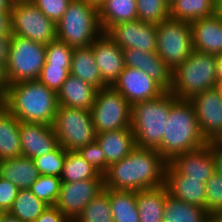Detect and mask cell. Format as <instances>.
I'll list each match as a JSON object with an SVG mask.
<instances>
[{"instance_id": "6da1fadb", "label": "cell", "mask_w": 222, "mask_h": 222, "mask_svg": "<svg viewBox=\"0 0 222 222\" xmlns=\"http://www.w3.org/2000/svg\"><path fill=\"white\" fill-rule=\"evenodd\" d=\"M167 164L157 150L136 146L129 155L108 167L104 187L138 192L162 186Z\"/></svg>"}, {"instance_id": "7a4b0ae2", "label": "cell", "mask_w": 222, "mask_h": 222, "mask_svg": "<svg viewBox=\"0 0 222 222\" xmlns=\"http://www.w3.org/2000/svg\"><path fill=\"white\" fill-rule=\"evenodd\" d=\"M5 107L19 120L28 123L53 125L57 113V92L39 80L9 85Z\"/></svg>"}, {"instance_id": "3957f363", "label": "cell", "mask_w": 222, "mask_h": 222, "mask_svg": "<svg viewBox=\"0 0 222 222\" xmlns=\"http://www.w3.org/2000/svg\"><path fill=\"white\" fill-rule=\"evenodd\" d=\"M206 144L192 102L175 98L171 102L165 133L157 149L159 154L170 162L176 155L199 149Z\"/></svg>"}, {"instance_id": "277c9868", "label": "cell", "mask_w": 222, "mask_h": 222, "mask_svg": "<svg viewBox=\"0 0 222 222\" xmlns=\"http://www.w3.org/2000/svg\"><path fill=\"white\" fill-rule=\"evenodd\" d=\"M218 86L216 55L193 50L171 73L169 92L177 99L190 100L199 92Z\"/></svg>"}, {"instance_id": "5b68a950", "label": "cell", "mask_w": 222, "mask_h": 222, "mask_svg": "<svg viewBox=\"0 0 222 222\" xmlns=\"http://www.w3.org/2000/svg\"><path fill=\"white\" fill-rule=\"evenodd\" d=\"M176 97L166 91L160 97L132 105L131 128L137 147L157 150L162 142L171 102Z\"/></svg>"}, {"instance_id": "8992f818", "label": "cell", "mask_w": 222, "mask_h": 222, "mask_svg": "<svg viewBox=\"0 0 222 222\" xmlns=\"http://www.w3.org/2000/svg\"><path fill=\"white\" fill-rule=\"evenodd\" d=\"M102 33L98 8L85 0H72L56 24L57 40L73 48L91 46Z\"/></svg>"}, {"instance_id": "52a82bcc", "label": "cell", "mask_w": 222, "mask_h": 222, "mask_svg": "<svg viewBox=\"0 0 222 222\" xmlns=\"http://www.w3.org/2000/svg\"><path fill=\"white\" fill-rule=\"evenodd\" d=\"M46 59V45L11 35L6 76L9 85L38 80Z\"/></svg>"}, {"instance_id": "ba28073f", "label": "cell", "mask_w": 222, "mask_h": 222, "mask_svg": "<svg viewBox=\"0 0 222 222\" xmlns=\"http://www.w3.org/2000/svg\"><path fill=\"white\" fill-rule=\"evenodd\" d=\"M155 52L173 70L193 52L192 27L189 22L167 18L156 25Z\"/></svg>"}, {"instance_id": "9c48e42d", "label": "cell", "mask_w": 222, "mask_h": 222, "mask_svg": "<svg viewBox=\"0 0 222 222\" xmlns=\"http://www.w3.org/2000/svg\"><path fill=\"white\" fill-rule=\"evenodd\" d=\"M53 128L58 143L66 151H78L96 140V130L90 111L59 106Z\"/></svg>"}, {"instance_id": "30bf717a", "label": "cell", "mask_w": 222, "mask_h": 222, "mask_svg": "<svg viewBox=\"0 0 222 222\" xmlns=\"http://www.w3.org/2000/svg\"><path fill=\"white\" fill-rule=\"evenodd\" d=\"M90 113L97 134L132 129V105L112 86L97 90Z\"/></svg>"}, {"instance_id": "8fae6325", "label": "cell", "mask_w": 222, "mask_h": 222, "mask_svg": "<svg viewBox=\"0 0 222 222\" xmlns=\"http://www.w3.org/2000/svg\"><path fill=\"white\" fill-rule=\"evenodd\" d=\"M10 19L11 35L44 45L57 39L56 24L47 18L31 0L13 2Z\"/></svg>"}, {"instance_id": "7c38bea8", "label": "cell", "mask_w": 222, "mask_h": 222, "mask_svg": "<svg viewBox=\"0 0 222 222\" xmlns=\"http://www.w3.org/2000/svg\"><path fill=\"white\" fill-rule=\"evenodd\" d=\"M205 141L222 139V97L219 86L199 92L190 99Z\"/></svg>"}, {"instance_id": "4fadbf2b", "label": "cell", "mask_w": 222, "mask_h": 222, "mask_svg": "<svg viewBox=\"0 0 222 222\" xmlns=\"http://www.w3.org/2000/svg\"><path fill=\"white\" fill-rule=\"evenodd\" d=\"M104 188V175H101L98 179L62 182L54 206L73 222L85 206Z\"/></svg>"}, {"instance_id": "5bb4252c", "label": "cell", "mask_w": 222, "mask_h": 222, "mask_svg": "<svg viewBox=\"0 0 222 222\" xmlns=\"http://www.w3.org/2000/svg\"><path fill=\"white\" fill-rule=\"evenodd\" d=\"M112 87L131 105L156 99L166 92L157 81L142 70L126 66Z\"/></svg>"}, {"instance_id": "9a60e30c", "label": "cell", "mask_w": 222, "mask_h": 222, "mask_svg": "<svg viewBox=\"0 0 222 222\" xmlns=\"http://www.w3.org/2000/svg\"><path fill=\"white\" fill-rule=\"evenodd\" d=\"M108 36L123 49H139L142 52H155L156 25L134 20L113 25L107 32Z\"/></svg>"}, {"instance_id": "2e32d148", "label": "cell", "mask_w": 222, "mask_h": 222, "mask_svg": "<svg viewBox=\"0 0 222 222\" xmlns=\"http://www.w3.org/2000/svg\"><path fill=\"white\" fill-rule=\"evenodd\" d=\"M90 47L104 83L113 86L125 68L123 50L105 32Z\"/></svg>"}, {"instance_id": "e0dca14e", "label": "cell", "mask_w": 222, "mask_h": 222, "mask_svg": "<svg viewBox=\"0 0 222 222\" xmlns=\"http://www.w3.org/2000/svg\"><path fill=\"white\" fill-rule=\"evenodd\" d=\"M22 156L34 159L52 152L58 145L53 125L20 121Z\"/></svg>"}, {"instance_id": "ac0fdd59", "label": "cell", "mask_w": 222, "mask_h": 222, "mask_svg": "<svg viewBox=\"0 0 222 222\" xmlns=\"http://www.w3.org/2000/svg\"><path fill=\"white\" fill-rule=\"evenodd\" d=\"M169 163L188 179H200L204 183L216 171L212 149L208 143L199 149L176 155Z\"/></svg>"}, {"instance_id": "d6986e66", "label": "cell", "mask_w": 222, "mask_h": 222, "mask_svg": "<svg viewBox=\"0 0 222 222\" xmlns=\"http://www.w3.org/2000/svg\"><path fill=\"white\" fill-rule=\"evenodd\" d=\"M165 185L169 194L188 204L205 208V183L200 179H188L169 162L166 166Z\"/></svg>"}, {"instance_id": "ffe728a7", "label": "cell", "mask_w": 222, "mask_h": 222, "mask_svg": "<svg viewBox=\"0 0 222 222\" xmlns=\"http://www.w3.org/2000/svg\"><path fill=\"white\" fill-rule=\"evenodd\" d=\"M123 56L126 67L142 70L157 81L166 91L170 90L172 70L156 52L123 49Z\"/></svg>"}, {"instance_id": "44dd1931", "label": "cell", "mask_w": 222, "mask_h": 222, "mask_svg": "<svg viewBox=\"0 0 222 222\" xmlns=\"http://www.w3.org/2000/svg\"><path fill=\"white\" fill-rule=\"evenodd\" d=\"M190 24L193 50L213 55L222 53V20L216 14Z\"/></svg>"}, {"instance_id": "7402d4cb", "label": "cell", "mask_w": 222, "mask_h": 222, "mask_svg": "<svg viewBox=\"0 0 222 222\" xmlns=\"http://www.w3.org/2000/svg\"><path fill=\"white\" fill-rule=\"evenodd\" d=\"M96 141L105 154L108 166L129 155L136 147L132 129H119L97 134Z\"/></svg>"}, {"instance_id": "603a6c76", "label": "cell", "mask_w": 222, "mask_h": 222, "mask_svg": "<svg viewBox=\"0 0 222 222\" xmlns=\"http://www.w3.org/2000/svg\"><path fill=\"white\" fill-rule=\"evenodd\" d=\"M97 90L93 85L70 74L57 92L58 104L59 106L90 111L94 104Z\"/></svg>"}, {"instance_id": "cb8c5ba5", "label": "cell", "mask_w": 222, "mask_h": 222, "mask_svg": "<svg viewBox=\"0 0 222 222\" xmlns=\"http://www.w3.org/2000/svg\"><path fill=\"white\" fill-rule=\"evenodd\" d=\"M0 176L19 189H29L40 174L33 159L19 156L0 160Z\"/></svg>"}, {"instance_id": "d4e9b609", "label": "cell", "mask_w": 222, "mask_h": 222, "mask_svg": "<svg viewBox=\"0 0 222 222\" xmlns=\"http://www.w3.org/2000/svg\"><path fill=\"white\" fill-rule=\"evenodd\" d=\"M168 194L165 184L136 192L139 222H163L165 200Z\"/></svg>"}, {"instance_id": "484cf974", "label": "cell", "mask_w": 222, "mask_h": 222, "mask_svg": "<svg viewBox=\"0 0 222 222\" xmlns=\"http://www.w3.org/2000/svg\"><path fill=\"white\" fill-rule=\"evenodd\" d=\"M70 74L93 85L98 90L108 87L100 75L90 46L73 49Z\"/></svg>"}, {"instance_id": "4316f807", "label": "cell", "mask_w": 222, "mask_h": 222, "mask_svg": "<svg viewBox=\"0 0 222 222\" xmlns=\"http://www.w3.org/2000/svg\"><path fill=\"white\" fill-rule=\"evenodd\" d=\"M19 125L6 107L0 111V160L22 156Z\"/></svg>"}, {"instance_id": "83f0119b", "label": "cell", "mask_w": 222, "mask_h": 222, "mask_svg": "<svg viewBox=\"0 0 222 222\" xmlns=\"http://www.w3.org/2000/svg\"><path fill=\"white\" fill-rule=\"evenodd\" d=\"M98 13L105 33L113 25L138 19L136 0H104L98 7Z\"/></svg>"}, {"instance_id": "f1b7e54d", "label": "cell", "mask_w": 222, "mask_h": 222, "mask_svg": "<svg viewBox=\"0 0 222 222\" xmlns=\"http://www.w3.org/2000/svg\"><path fill=\"white\" fill-rule=\"evenodd\" d=\"M210 213L203 207L166 196L163 222H207Z\"/></svg>"}, {"instance_id": "f546056e", "label": "cell", "mask_w": 222, "mask_h": 222, "mask_svg": "<svg viewBox=\"0 0 222 222\" xmlns=\"http://www.w3.org/2000/svg\"><path fill=\"white\" fill-rule=\"evenodd\" d=\"M215 13L216 0H173L170 3V17L189 23Z\"/></svg>"}, {"instance_id": "4dcf8cb0", "label": "cell", "mask_w": 222, "mask_h": 222, "mask_svg": "<svg viewBox=\"0 0 222 222\" xmlns=\"http://www.w3.org/2000/svg\"><path fill=\"white\" fill-rule=\"evenodd\" d=\"M104 189L109 193L114 222H139L135 191Z\"/></svg>"}, {"instance_id": "1f68e13d", "label": "cell", "mask_w": 222, "mask_h": 222, "mask_svg": "<svg viewBox=\"0 0 222 222\" xmlns=\"http://www.w3.org/2000/svg\"><path fill=\"white\" fill-rule=\"evenodd\" d=\"M48 206L29 189H20L8 212L22 222H34Z\"/></svg>"}, {"instance_id": "d6a6232c", "label": "cell", "mask_w": 222, "mask_h": 222, "mask_svg": "<svg viewBox=\"0 0 222 222\" xmlns=\"http://www.w3.org/2000/svg\"><path fill=\"white\" fill-rule=\"evenodd\" d=\"M101 176L78 151H66L62 182H76L86 179H98Z\"/></svg>"}, {"instance_id": "836d02e7", "label": "cell", "mask_w": 222, "mask_h": 222, "mask_svg": "<svg viewBox=\"0 0 222 222\" xmlns=\"http://www.w3.org/2000/svg\"><path fill=\"white\" fill-rule=\"evenodd\" d=\"M73 222H114L109 193L104 189L94 197Z\"/></svg>"}, {"instance_id": "e575fe53", "label": "cell", "mask_w": 222, "mask_h": 222, "mask_svg": "<svg viewBox=\"0 0 222 222\" xmlns=\"http://www.w3.org/2000/svg\"><path fill=\"white\" fill-rule=\"evenodd\" d=\"M138 20L159 24L170 17V4L165 0H136Z\"/></svg>"}, {"instance_id": "d590c367", "label": "cell", "mask_w": 222, "mask_h": 222, "mask_svg": "<svg viewBox=\"0 0 222 222\" xmlns=\"http://www.w3.org/2000/svg\"><path fill=\"white\" fill-rule=\"evenodd\" d=\"M61 183V178L58 176L40 175L30 186L29 190L38 199L44 201L49 206H54L61 189Z\"/></svg>"}, {"instance_id": "8d00e7d4", "label": "cell", "mask_w": 222, "mask_h": 222, "mask_svg": "<svg viewBox=\"0 0 222 222\" xmlns=\"http://www.w3.org/2000/svg\"><path fill=\"white\" fill-rule=\"evenodd\" d=\"M65 159L66 150L58 145L52 152L38 156L33 160L40 175L61 177Z\"/></svg>"}, {"instance_id": "74e56055", "label": "cell", "mask_w": 222, "mask_h": 222, "mask_svg": "<svg viewBox=\"0 0 222 222\" xmlns=\"http://www.w3.org/2000/svg\"><path fill=\"white\" fill-rule=\"evenodd\" d=\"M73 47L60 41L54 40L46 45V59L44 65H57L62 68H70Z\"/></svg>"}, {"instance_id": "f35d334b", "label": "cell", "mask_w": 222, "mask_h": 222, "mask_svg": "<svg viewBox=\"0 0 222 222\" xmlns=\"http://www.w3.org/2000/svg\"><path fill=\"white\" fill-rule=\"evenodd\" d=\"M205 209L210 214H222V175L215 173L205 183Z\"/></svg>"}, {"instance_id": "ab89813d", "label": "cell", "mask_w": 222, "mask_h": 222, "mask_svg": "<svg viewBox=\"0 0 222 222\" xmlns=\"http://www.w3.org/2000/svg\"><path fill=\"white\" fill-rule=\"evenodd\" d=\"M69 75L70 68H62V66L57 65H44L38 80L47 88L58 92Z\"/></svg>"}, {"instance_id": "60d3db41", "label": "cell", "mask_w": 222, "mask_h": 222, "mask_svg": "<svg viewBox=\"0 0 222 222\" xmlns=\"http://www.w3.org/2000/svg\"><path fill=\"white\" fill-rule=\"evenodd\" d=\"M78 153L101 175H104L108 170V165L105 161V154L100 145L95 140L92 143L81 147Z\"/></svg>"}, {"instance_id": "b9f144b4", "label": "cell", "mask_w": 222, "mask_h": 222, "mask_svg": "<svg viewBox=\"0 0 222 222\" xmlns=\"http://www.w3.org/2000/svg\"><path fill=\"white\" fill-rule=\"evenodd\" d=\"M55 24L62 18L72 0H31Z\"/></svg>"}, {"instance_id": "7bdbcfd3", "label": "cell", "mask_w": 222, "mask_h": 222, "mask_svg": "<svg viewBox=\"0 0 222 222\" xmlns=\"http://www.w3.org/2000/svg\"><path fill=\"white\" fill-rule=\"evenodd\" d=\"M19 190L15 184L0 176V208L4 212H8L11 209Z\"/></svg>"}, {"instance_id": "ee69618b", "label": "cell", "mask_w": 222, "mask_h": 222, "mask_svg": "<svg viewBox=\"0 0 222 222\" xmlns=\"http://www.w3.org/2000/svg\"><path fill=\"white\" fill-rule=\"evenodd\" d=\"M34 222H71L56 206H48Z\"/></svg>"}, {"instance_id": "f6af8a7d", "label": "cell", "mask_w": 222, "mask_h": 222, "mask_svg": "<svg viewBox=\"0 0 222 222\" xmlns=\"http://www.w3.org/2000/svg\"><path fill=\"white\" fill-rule=\"evenodd\" d=\"M208 144L212 149L216 172L222 175V139L208 142Z\"/></svg>"}, {"instance_id": "bcb514c9", "label": "cell", "mask_w": 222, "mask_h": 222, "mask_svg": "<svg viewBox=\"0 0 222 222\" xmlns=\"http://www.w3.org/2000/svg\"><path fill=\"white\" fill-rule=\"evenodd\" d=\"M11 36H0V64L5 66L8 60Z\"/></svg>"}, {"instance_id": "7dc6e473", "label": "cell", "mask_w": 222, "mask_h": 222, "mask_svg": "<svg viewBox=\"0 0 222 222\" xmlns=\"http://www.w3.org/2000/svg\"><path fill=\"white\" fill-rule=\"evenodd\" d=\"M0 36H11L10 12H0Z\"/></svg>"}, {"instance_id": "c3c4849f", "label": "cell", "mask_w": 222, "mask_h": 222, "mask_svg": "<svg viewBox=\"0 0 222 222\" xmlns=\"http://www.w3.org/2000/svg\"><path fill=\"white\" fill-rule=\"evenodd\" d=\"M8 88L9 83L6 76L5 66L0 64V97L5 99L6 94L8 92Z\"/></svg>"}, {"instance_id": "681fc988", "label": "cell", "mask_w": 222, "mask_h": 222, "mask_svg": "<svg viewBox=\"0 0 222 222\" xmlns=\"http://www.w3.org/2000/svg\"><path fill=\"white\" fill-rule=\"evenodd\" d=\"M218 86L222 85V53L216 55Z\"/></svg>"}, {"instance_id": "f907efd6", "label": "cell", "mask_w": 222, "mask_h": 222, "mask_svg": "<svg viewBox=\"0 0 222 222\" xmlns=\"http://www.w3.org/2000/svg\"><path fill=\"white\" fill-rule=\"evenodd\" d=\"M0 222H22V221L11 215L9 212H4L0 214Z\"/></svg>"}, {"instance_id": "816d5d0a", "label": "cell", "mask_w": 222, "mask_h": 222, "mask_svg": "<svg viewBox=\"0 0 222 222\" xmlns=\"http://www.w3.org/2000/svg\"><path fill=\"white\" fill-rule=\"evenodd\" d=\"M12 2L10 0H0V12H10Z\"/></svg>"}, {"instance_id": "f5cc1de1", "label": "cell", "mask_w": 222, "mask_h": 222, "mask_svg": "<svg viewBox=\"0 0 222 222\" xmlns=\"http://www.w3.org/2000/svg\"><path fill=\"white\" fill-rule=\"evenodd\" d=\"M207 222H222V214H210Z\"/></svg>"}, {"instance_id": "db71d44e", "label": "cell", "mask_w": 222, "mask_h": 222, "mask_svg": "<svg viewBox=\"0 0 222 222\" xmlns=\"http://www.w3.org/2000/svg\"><path fill=\"white\" fill-rule=\"evenodd\" d=\"M215 14L222 20V0H216V13Z\"/></svg>"}, {"instance_id": "11a10c76", "label": "cell", "mask_w": 222, "mask_h": 222, "mask_svg": "<svg viewBox=\"0 0 222 222\" xmlns=\"http://www.w3.org/2000/svg\"><path fill=\"white\" fill-rule=\"evenodd\" d=\"M85 1L98 8L103 3L104 0H85Z\"/></svg>"}, {"instance_id": "9f6ffc18", "label": "cell", "mask_w": 222, "mask_h": 222, "mask_svg": "<svg viewBox=\"0 0 222 222\" xmlns=\"http://www.w3.org/2000/svg\"><path fill=\"white\" fill-rule=\"evenodd\" d=\"M5 107V99L0 97V111Z\"/></svg>"}, {"instance_id": "6f0895ef", "label": "cell", "mask_w": 222, "mask_h": 222, "mask_svg": "<svg viewBox=\"0 0 222 222\" xmlns=\"http://www.w3.org/2000/svg\"><path fill=\"white\" fill-rule=\"evenodd\" d=\"M12 3L17 1H24V0H10Z\"/></svg>"}, {"instance_id": "680465c9", "label": "cell", "mask_w": 222, "mask_h": 222, "mask_svg": "<svg viewBox=\"0 0 222 222\" xmlns=\"http://www.w3.org/2000/svg\"><path fill=\"white\" fill-rule=\"evenodd\" d=\"M219 89L221 91V97H222V85L219 86Z\"/></svg>"}, {"instance_id": "91938a15", "label": "cell", "mask_w": 222, "mask_h": 222, "mask_svg": "<svg viewBox=\"0 0 222 222\" xmlns=\"http://www.w3.org/2000/svg\"><path fill=\"white\" fill-rule=\"evenodd\" d=\"M167 3H172L173 0H165Z\"/></svg>"}, {"instance_id": "94428289", "label": "cell", "mask_w": 222, "mask_h": 222, "mask_svg": "<svg viewBox=\"0 0 222 222\" xmlns=\"http://www.w3.org/2000/svg\"><path fill=\"white\" fill-rule=\"evenodd\" d=\"M4 213V211L0 208V214Z\"/></svg>"}]
</instances>
